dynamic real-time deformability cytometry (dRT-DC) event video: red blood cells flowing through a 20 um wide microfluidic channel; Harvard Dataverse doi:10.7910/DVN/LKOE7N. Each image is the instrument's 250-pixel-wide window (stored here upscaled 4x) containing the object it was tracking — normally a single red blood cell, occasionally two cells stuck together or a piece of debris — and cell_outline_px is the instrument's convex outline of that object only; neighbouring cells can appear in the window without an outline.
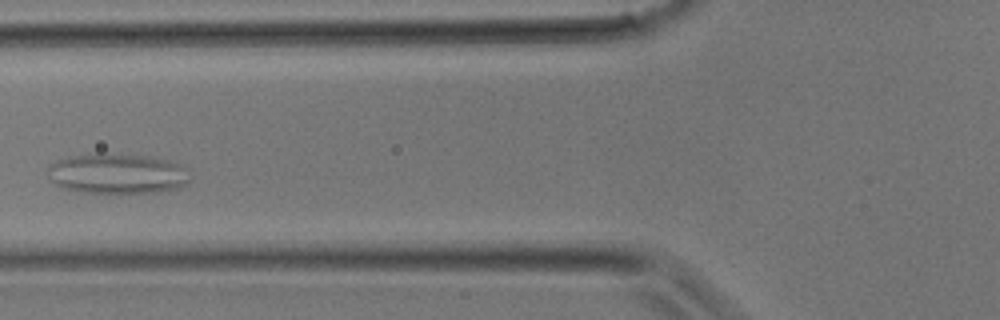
{"species": "common noctule bat (a hibernating species)", "species_latin": "Nyctalus noctula", "temperature_condition": "room temperature", "stored_images_in_passage": 26, "camera_frame_rate_fps": 3000, "um_per_image_px": 0.085, "animal": {"sex": "male", "body_mass_g": 17.9}, "frame": {"image": 1, "passage_image": 4, "time_ms": 1.0, "image_size_px": [1000, 320], "cell_outline_px": [[188, 184], [180, 188], [156, 192], [80, 192], [60, 188], [48, 176], [48, 164], [56, 160], [72, 156], [152, 156], [184, 164], [188, 168]], "centroid_in_image_um": [10.02, 14.79], "position_along_channel_um": 115.8, "area_um2": 32.77}}
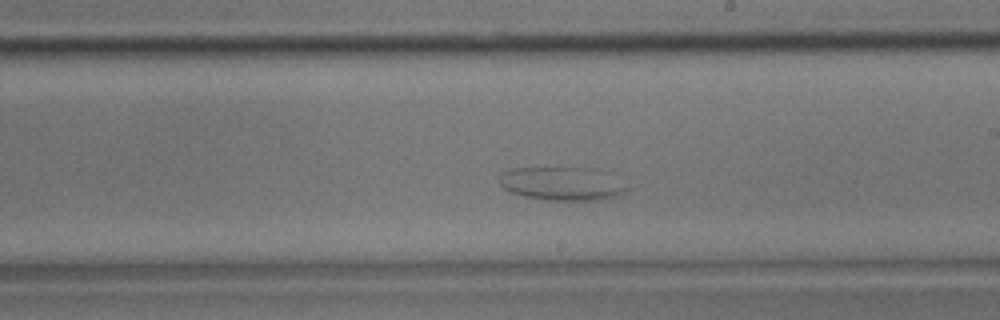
{"frame": {"image": 2, "passage_image": 11, "time_ms": 3.333, "image_size_px": [1000, 320], "cell_outline_px": [[628, 188], [624, 192], [616, 196], [600, 200], [548, 200], [524, 196], [512, 192], [504, 188], [500, 184], [500, 176], [504, 172], [512, 168], [588, 168]], "centroid_in_image_um": [47.64, 15.63], "position_along_channel_um": 241.4, "area_um2": 23.7}}
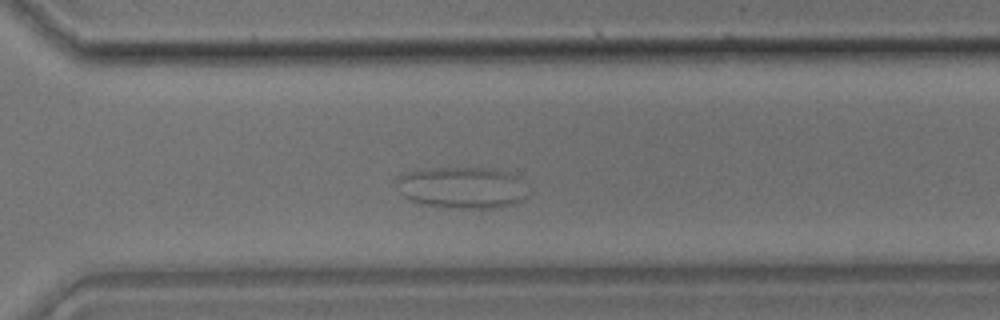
{"frame": {"image": 3, "passage_image": 16, "time_ms": 5.0, "image_size_px": [1000, 320], "cell_outline_px": [[528, 196], [524, 200], [512, 204], [492, 208], [448, 208], [424, 204], [412, 200], [404, 196], [400, 192], [396, 184], [396, 180], [404, 172], [416, 168], [492, 168], [508, 172], [516, 176], [528, 192]], "centroid_in_image_um": [39.25, 15.93], "position_along_channel_um": 331.3, "area_um2": 32.02}}